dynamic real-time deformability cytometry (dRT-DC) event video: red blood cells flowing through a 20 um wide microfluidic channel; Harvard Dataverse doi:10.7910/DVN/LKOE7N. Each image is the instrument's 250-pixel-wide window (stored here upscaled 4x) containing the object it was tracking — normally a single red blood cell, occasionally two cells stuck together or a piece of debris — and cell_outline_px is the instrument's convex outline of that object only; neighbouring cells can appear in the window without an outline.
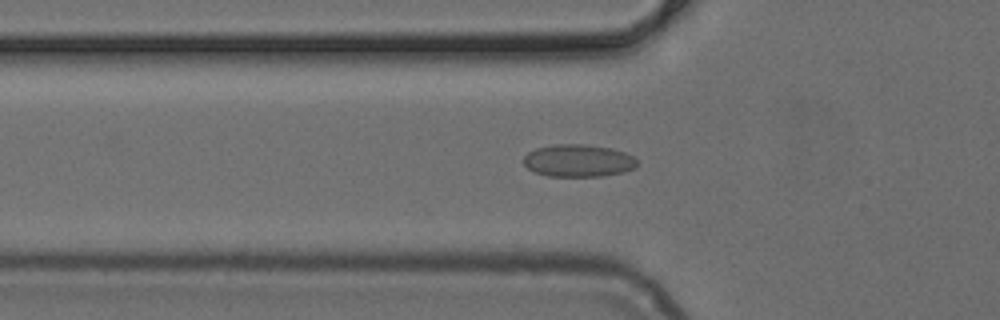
{"species": "common noctule bat (a hibernating species)", "species_latin": "Nyctalus noctula", "temperature_condition": "cold", "stored_images_in_passage": 48, "camera_frame_rate_fps": 3000, "um_per_image_px": 0.085, "animal": {"sex": "female", "body_mass_g": 24.6, "forearm_length_mm": 56.2}, "frame": {"image": 1, "passage_image": 17, "time_ms": 5.333, "image_size_px": [1000, 320], "cell_outline_px": [[636, 168], [624, 172], [604, 176], [548, 176], [536, 172], [528, 168], [524, 164], [524, 156], [528, 152], [536, 148], [556, 144], [584, 144], [612, 148], [624, 152], [632, 156], [636, 160]], "centroid_in_image_um": [49.17, 13.65], "position_along_channel_um": 76.6, "area_um2": 21.44}}
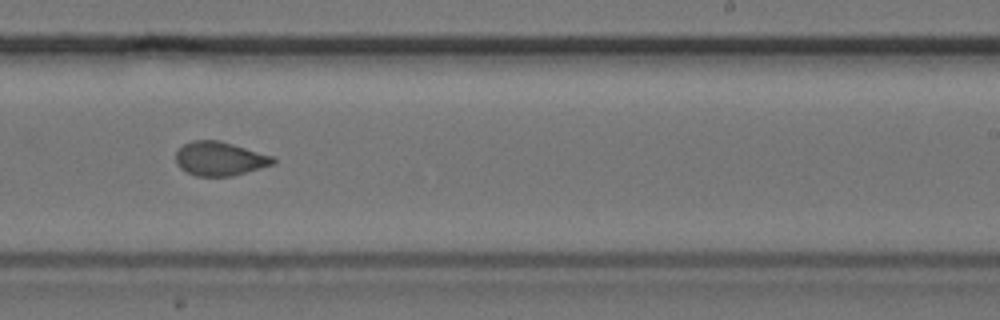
{"frame": {"image": 2, "passage_image": 31, "time_ms": 10.0, "image_size_px": [1000, 320], "cell_outline_px": [[276, 164], [232, 176], [196, 176], [180, 168], [176, 164], [176, 152], [184, 144], [192, 140], [220, 140], [276, 156]], "centroid_in_image_um": [18.73, 13.48], "position_along_channel_um": 270.3, "area_um2": 19.54}}
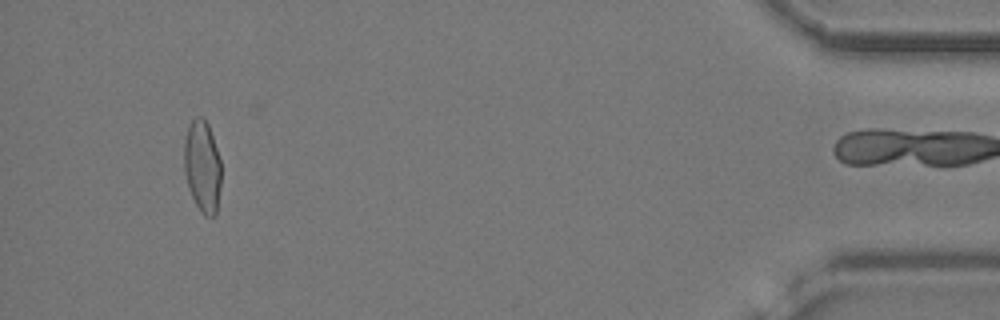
{"frame": {"image": 3, "passage_image": 47, "time_ms": 15.333, "image_size_px": [1000, 320], "cell_outline_px": [[220, 184], [216, 216], [204, 216], [200, 212], [188, 188], [184, 172], [184, 140], [188, 124], [196, 116], [204, 116], [208, 124], [220, 160]], "centroid_in_image_um": [17.18, 14.13], "position_along_channel_um": 418.0, "area_um2": 20.0}}